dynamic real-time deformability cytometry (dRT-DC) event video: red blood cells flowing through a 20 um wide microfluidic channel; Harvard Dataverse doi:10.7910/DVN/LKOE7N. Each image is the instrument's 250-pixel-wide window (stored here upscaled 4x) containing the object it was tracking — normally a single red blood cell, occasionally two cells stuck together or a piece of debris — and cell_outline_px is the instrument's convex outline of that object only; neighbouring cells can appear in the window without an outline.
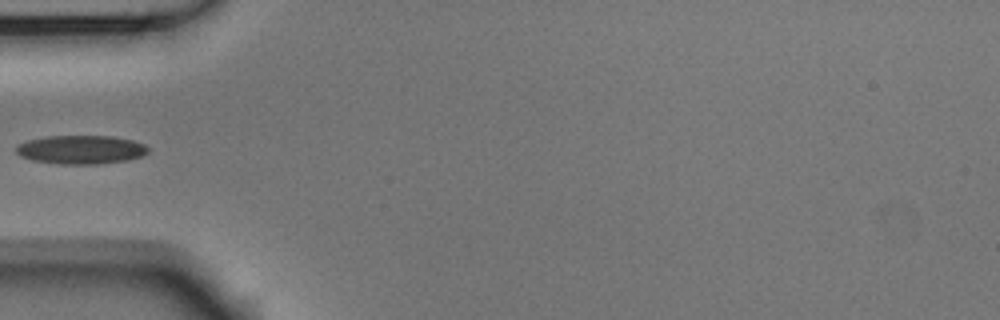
{"species": "Egyptian fruit bat (a non-hibernating species)", "species_latin": "Rousettus aegyptiacus", "temperature_condition": "room temperature", "stored_images_in_passage": 2, "camera_frame_rate_fps": 3000, "um_per_image_px": 0.085, "animal": {"sex": "male"}, "frame": {"image": 1, "passage_image": 1, "time_ms": 0.0, "image_size_px": [1000, 320], "cell_outline_px": [[148, 152], [140, 156], [128, 160], [96, 164], [60, 164], [32, 160], [20, 156], [16, 152], [16, 144], [28, 140], [48, 136], [112, 136], [132, 140], [144, 144], [148, 148]], "centroid_in_image_um": [6.85, 12.72], "position_along_channel_um": 78.1, "area_um2": 22.02}}
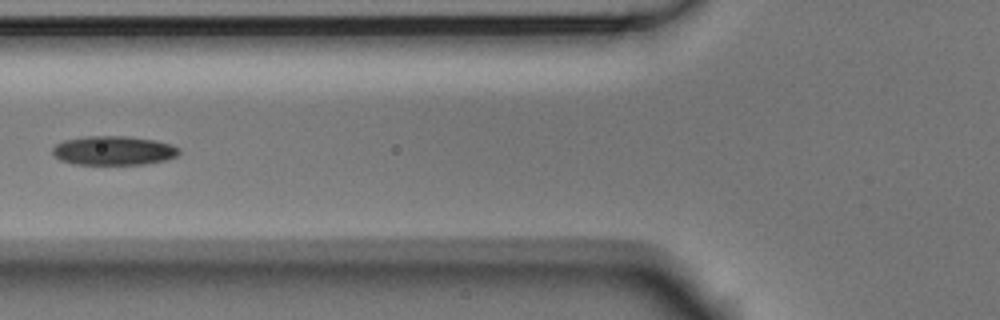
{"frame": {"image": 2, "passage_image": 2, "time_ms": 0.333, "image_size_px": [1000, 320], "cell_outline_px": [[180, 152], [176, 156], [164, 160], [144, 164], [72, 164], [60, 160], [52, 156], [52, 148], [56, 144], [64, 140], [88, 136], [124, 136], [152, 140], [168, 144], [180, 148]], "centroid_in_image_um": [9.59, 12.8], "position_along_channel_um": 116.2, "area_um2": 21.33}}